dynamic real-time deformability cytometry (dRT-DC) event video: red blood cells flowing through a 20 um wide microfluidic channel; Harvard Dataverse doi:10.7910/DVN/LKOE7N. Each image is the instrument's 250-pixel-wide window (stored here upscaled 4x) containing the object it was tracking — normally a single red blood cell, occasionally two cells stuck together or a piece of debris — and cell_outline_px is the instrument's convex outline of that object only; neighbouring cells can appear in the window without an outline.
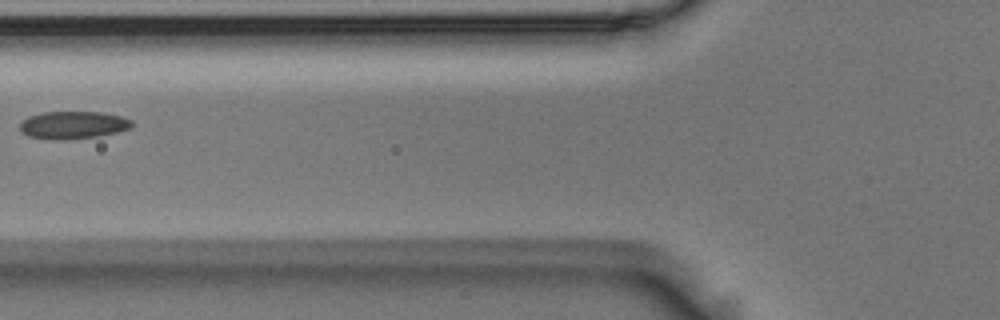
{"species": "Egyptian fruit bat (a non-hibernating species)", "species_latin": "Rousettus aegyptiacus", "temperature_condition": "room temperature", "stored_images_in_passage": 7, "camera_frame_rate_fps": 3000, "um_per_image_px": 0.085, "animal": {"sex": "male"}, "frame": {"image": 1, "passage_image": 6, "time_ms": 1.667, "image_size_px": [1000, 320], "cell_outline_px": [[132, 128], [100, 136], [64, 140], [56, 140], [28, 136], [20, 128], [20, 124], [28, 116], [44, 112], [100, 112], [120, 116], [132, 120]], "centroid_in_image_um": [6.23, 10.63], "position_along_channel_um": 119.6, "area_um2": 17.92}}
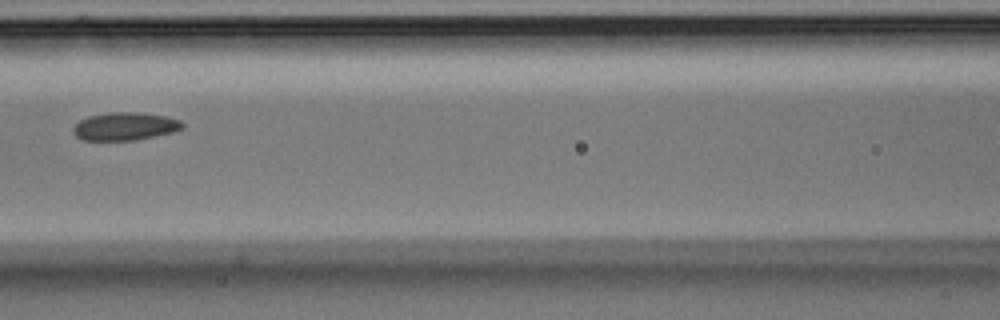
{"frame": {"image": 2, "passage_image": 7, "time_ms": 2.0, "image_size_px": [1000, 320], "cell_outline_px": [[184, 128], [172, 132], [136, 140], [84, 140], [76, 136], [72, 132], [72, 128], [80, 120], [88, 116], [112, 112], [136, 112], [164, 116], [180, 120], [184, 124]], "centroid_in_image_um": [10.61, 10.74], "position_along_channel_um": 156.0, "area_um2": 17.69}}